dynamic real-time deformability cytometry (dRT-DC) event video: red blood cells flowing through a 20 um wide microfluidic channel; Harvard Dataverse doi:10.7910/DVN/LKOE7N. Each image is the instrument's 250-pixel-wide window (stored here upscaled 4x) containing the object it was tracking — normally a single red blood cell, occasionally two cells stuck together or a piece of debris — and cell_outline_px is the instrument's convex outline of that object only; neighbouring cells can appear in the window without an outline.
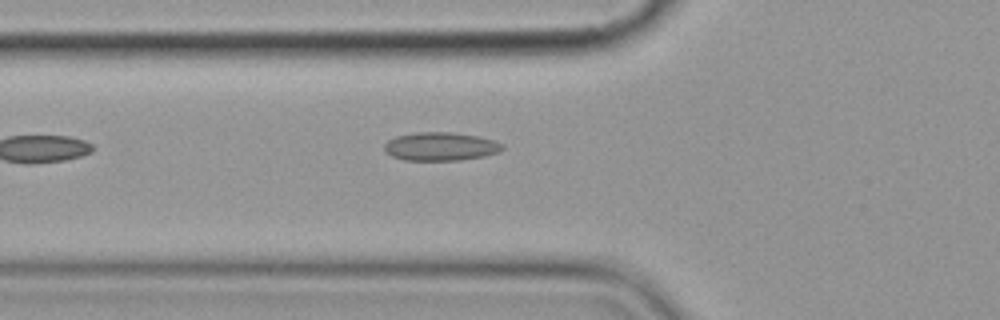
{"species": "common noctule bat (a hibernating species)", "species_latin": "Nyctalus noctula", "temperature_condition": "cold", "stored_images_in_passage": 3, "camera_frame_rate_fps": 3000, "um_per_image_px": 0.085, "animal": {"sex": "female", "body_mass_g": 19.9}, "frame": {"image": 1, "passage_image": 3, "time_ms": 2.667, "image_size_px": [1000, 320], "cell_outline_px": [[504, 148], [500, 152], [484, 156], [460, 160], [404, 160], [392, 156], [384, 152], [384, 144], [388, 140], [396, 136], [416, 132], [452, 132], [476, 136], [492, 140], [504, 144]], "centroid_in_image_um": [37.43, 12.45], "position_along_channel_um": 88.4, "area_um2": 19.59}}